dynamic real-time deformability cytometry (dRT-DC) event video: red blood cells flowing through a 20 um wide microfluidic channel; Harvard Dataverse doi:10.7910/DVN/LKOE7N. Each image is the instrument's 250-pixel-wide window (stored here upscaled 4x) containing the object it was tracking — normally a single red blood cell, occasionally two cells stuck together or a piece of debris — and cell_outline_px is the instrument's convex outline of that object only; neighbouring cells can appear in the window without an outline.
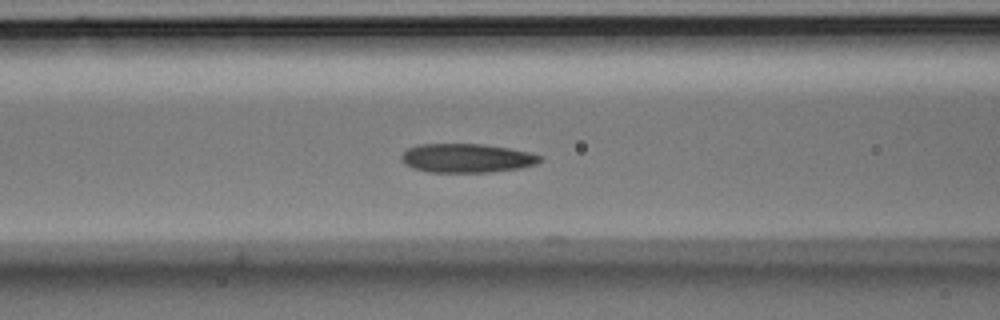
{"species": "Egyptian fruit bat (a non-hibernating species)", "species_latin": "Rousettus aegyptiacus", "temperature_condition": "room temperature", "stored_images_in_passage": 7, "camera_frame_rate_fps": 3000, "um_per_image_px": 0.085, "animal": {"sex": "male"}, "frame": {"image": 1, "passage_image": 5, "time_ms": 1.333, "image_size_px": [1000, 320], "cell_outline_px": [[544, 160], [536, 164], [520, 168], [488, 172], [428, 172], [412, 168], [400, 156], [408, 148], [420, 144], [484, 144], [508, 148], [528, 152], [544, 156]], "centroid_in_image_um": [39.72, 13.44], "position_along_channel_um": 126.9, "area_um2": 23.29}}